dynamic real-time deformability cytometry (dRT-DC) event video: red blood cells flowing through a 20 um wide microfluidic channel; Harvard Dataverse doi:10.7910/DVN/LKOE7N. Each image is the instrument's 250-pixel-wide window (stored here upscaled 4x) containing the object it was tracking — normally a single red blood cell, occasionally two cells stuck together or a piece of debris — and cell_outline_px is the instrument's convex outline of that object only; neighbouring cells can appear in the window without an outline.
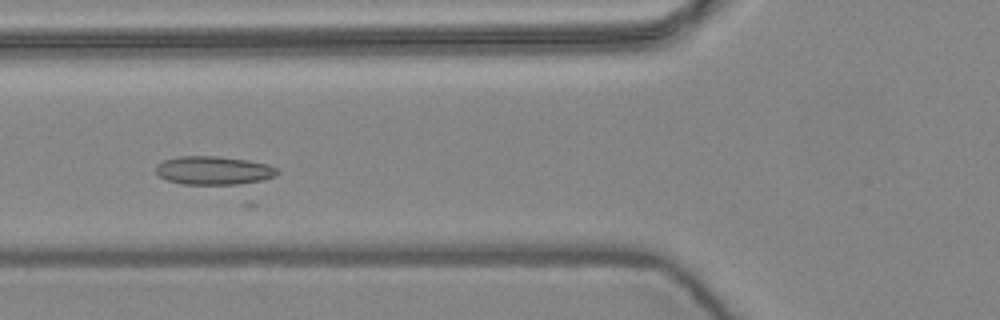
{"species": "common noctule bat (a hibernating species)", "species_latin": "Nyctalus noctula", "temperature_condition": "warm", "stored_images_in_passage": 7, "camera_frame_rate_fps": 3000, "um_per_image_px": 0.085, "animal": {"sex": "female", "body_mass_g": 24.6, "forearm_length_mm": 56.2}, "frame": {"image": 1, "passage_image": 6, "time_ms": 1.667, "image_size_px": [1000, 320], "cell_outline_px": [[280, 172], [276, 176], [260, 180], [240, 184], [184, 184], [168, 180], [160, 176], [156, 172], [156, 164], [164, 160], [180, 156], [220, 156], [248, 160], [268, 164], [280, 168]], "centroid_in_image_um": [18.2, 14.47], "position_along_channel_um": 107.6, "area_um2": 20.23}}
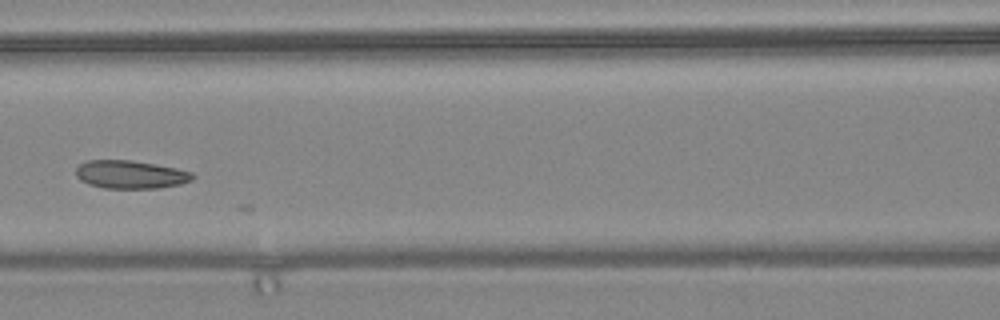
{"frame": {"image": 2, "passage_image": 7, "time_ms": 2.0, "image_size_px": [1000, 320], "cell_outline_px": [[196, 176], [192, 180], [180, 184], [160, 188], [104, 188], [88, 184], [80, 180], [76, 176], [76, 168], [80, 164], [88, 160], [132, 160], [156, 164], [176, 168], [192, 172]], "centroid_in_image_um": [11.1, 14.83], "position_along_channel_um": 155.5, "area_um2": 19.25}}